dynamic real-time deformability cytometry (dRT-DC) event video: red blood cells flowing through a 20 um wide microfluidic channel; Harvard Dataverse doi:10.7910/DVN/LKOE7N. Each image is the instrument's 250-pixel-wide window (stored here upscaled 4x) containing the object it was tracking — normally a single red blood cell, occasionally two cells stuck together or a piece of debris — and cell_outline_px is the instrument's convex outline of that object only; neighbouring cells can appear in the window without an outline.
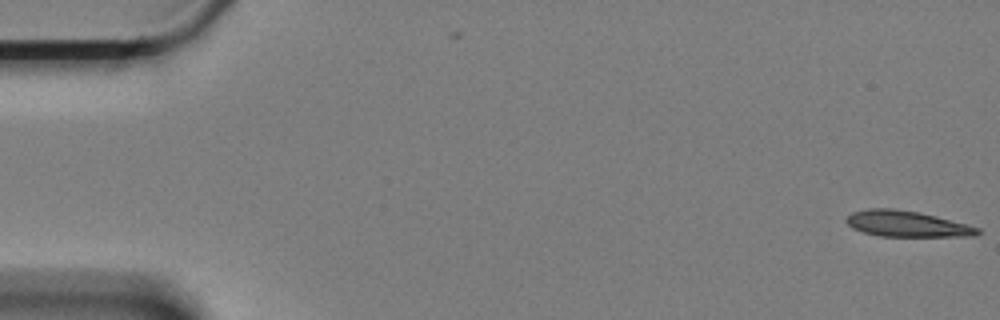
{"species": "Egyptian fruit bat (a non-hibernating species)", "species_latin": "Rousettus aegyptiacus", "temperature_condition": "cold", "stored_images_in_passage": 2, "camera_frame_rate_fps": 3000, "um_per_image_px": 0.085, "animal": {"sex": "female"}, "frame": {"image": 1, "passage_image": 2, "time_ms": 0.333, "image_size_px": [1000, 320], "cell_outline_px": [[980, 232], [976, 236], [880, 236], [864, 232], [852, 228], [844, 220], [852, 212], [868, 208], [892, 208], [916, 212], [936, 216], [980, 228]], "centroid_in_image_um": [77.05, 19.02], "position_along_channel_um": 8.0, "area_um2": 19.65}}